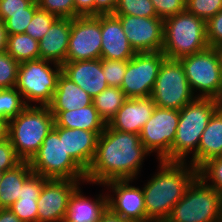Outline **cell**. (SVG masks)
<instances>
[{"label": "cell", "mask_w": 222, "mask_h": 222, "mask_svg": "<svg viewBox=\"0 0 222 222\" xmlns=\"http://www.w3.org/2000/svg\"><path fill=\"white\" fill-rule=\"evenodd\" d=\"M150 153L140 135L110 128L98 136L94 160L86 172V182L104 185L112 180H136L143 160Z\"/></svg>", "instance_id": "1"}, {"label": "cell", "mask_w": 222, "mask_h": 222, "mask_svg": "<svg viewBox=\"0 0 222 222\" xmlns=\"http://www.w3.org/2000/svg\"><path fill=\"white\" fill-rule=\"evenodd\" d=\"M158 162L159 171L142 188L146 222H166L174 205L198 176V169L188 162Z\"/></svg>", "instance_id": "2"}, {"label": "cell", "mask_w": 222, "mask_h": 222, "mask_svg": "<svg viewBox=\"0 0 222 222\" xmlns=\"http://www.w3.org/2000/svg\"><path fill=\"white\" fill-rule=\"evenodd\" d=\"M218 109L219 100L196 97L179 110L174 142L170 154L163 161L187 162L186 158L191 154L193 158L198 150L203 131Z\"/></svg>", "instance_id": "3"}, {"label": "cell", "mask_w": 222, "mask_h": 222, "mask_svg": "<svg viewBox=\"0 0 222 222\" xmlns=\"http://www.w3.org/2000/svg\"><path fill=\"white\" fill-rule=\"evenodd\" d=\"M49 106H26L9 120L8 138L22 161H30L54 127Z\"/></svg>", "instance_id": "4"}, {"label": "cell", "mask_w": 222, "mask_h": 222, "mask_svg": "<svg viewBox=\"0 0 222 222\" xmlns=\"http://www.w3.org/2000/svg\"><path fill=\"white\" fill-rule=\"evenodd\" d=\"M208 47L205 20L187 10L164 20L162 52L166 58L179 59Z\"/></svg>", "instance_id": "5"}, {"label": "cell", "mask_w": 222, "mask_h": 222, "mask_svg": "<svg viewBox=\"0 0 222 222\" xmlns=\"http://www.w3.org/2000/svg\"><path fill=\"white\" fill-rule=\"evenodd\" d=\"M166 222H222V195L197 176Z\"/></svg>", "instance_id": "6"}, {"label": "cell", "mask_w": 222, "mask_h": 222, "mask_svg": "<svg viewBox=\"0 0 222 222\" xmlns=\"http://www.w3.org/2000/svg\"><path fill=\"white\" fill-rule=\"evenodd\" d=\"M61 72L62 65L41 58L20 63L15 88L27 106H49Z\"/></svg>", "instance_id": "7"}, {"label": "cell", "mask_w": 222, "mask_h": 222, "mask_svg": "<svg viewBox=\"0 0 222 222\" xmlns=\"http://www.w3.org/2000/svg\"><path fill=\"white\" fill-rule=\"evenodd\" d=\"M29 163L33 173L44 178L86 180V172L65 151L63 137L54 128Z\"/></svg>", "instance_id": "8"}, {"label": "cell", "mask_w": 222, "mask_h": 222, "mask_svg": "<svg viewBox=\"0 0 222 222\" xmlns=\"http://www.w3.org/2000/svg\"><path fill=\"white\" fill-rule=\"evenodd\" d=\"M196 97L219 100L222 96L220 62L216 48L179 58ZM199 94H195V92Z\"/></svg>", "instance_id": "9"}, {"label": "cell", "mask_w": 222, "mask_h": 222, "mask_svg": "<svg viewBox=\"0 0 222 222\" xmlns=\"http://www.w3.org/2000/svg\"><path fill=\"white\" fill-rule=\"evenodd\" d=\"M151 97L156 106L173 110H181L196 98L179 59H164Z\"/></svg>", "instance_id": "10"}, {"label": "cell", "mask_w": 222, "mask_h": 222, "mask_svg": "<svg viewBox=\"0 0 222 222\" xmlns=\"http://www.w3.org/2000/svg\"><path fill=\"white\" fill-rule=\"evenodd\" d=\"M166 56L162 51L135 53L127 61L121 89L127 98L151 96L159 69Z\"/></svg>", "instance_id": "11"}, {"label": "cell", "mask_w": 222, "mask_h": 222, "mask_svg": "<svg viewBox=\"0 0 222 222\" xmlns=\"http://www.w3.org/2000/svg\"><path fill=\"white\" fill-rule=\"evenodd\" d=\"M179 121V110L156 106L152 116L143 126L140 139L146 150L164 160L171 151Z\"/></svg>", "instance_id": "12"}, {"label": "cell", "mask_w": 222, "mask_h": 222, "mask_svg": "<svg viewBox=\"0 0 222 222\" xmlns=\"http://www.w3.org/2000/svg\"><path fill=\"white\" fill-rule=\"evenodd\" d=\"M101 14L72 19L66 62L101 58Z\"/></svg>", "instance_id": "13"}, {"label": "cell", "mask_w": 222, "mask_h": 222, "mask_svg": "<svg viewBox=\"0 0 222 222\" xmlns=\"http://www.w3.org/2000/svg\"><path fill=\"white\" fill-rule=\"evenodd\" d=\"M86 180L48 179L37 200V222H62L68 201L75 189Z\"/></svg>", "instance_id": "14"}, {"label": "cell", "mask_w": 222, "mask_h": 222, "mask_svg": "<svg viewBox=\"0 0 222 222\" xmlns=\"http://www.w3.org/2000/svg\"><path fill=\"white\" fill-rule=\"evenodd\" d=\"M136 53L157 52L163 48L164 20L159 17L115 15Z\"/></svg>", "instance_id": "15"}, {"label": "cell", "mask_w": 222, "mask_h": 222, "mask_svg": "<svg viewBox=\"0 0 222 222\" xmlns=\"http://www.w3.org/2000/svg\"><path fill=\"white\" fill-rule=\"evenodd\" d=\"M133 180H112L104 185L109 192L108 208L132 222H146V207L143 189L132 186ZM113 193V194H112ZM115 196V197H114Z\"/></svg>", "instance_id": "16"}, {"label": "cell", "mask_w": 222, "mask_h": 222, "mask_svg": "<svg viewBox=\"0 0 222 222\" xmlns=\"http://www.w3.org/2000/svg\"><path fill=\"white\" fill-rule=\"evenodd\" d=\"M155 107L151 96L128 98L107 125L122 132L140 134Z\"/></svg>", "instance_id": "17"}, {"label": "cell", "mask_w": 222, "mask_h": 222, "mask_svg": "<svg viewBox=\"0 0 222 222\" xmlns=\"http://www.w3.org/2000/svg\"><path fill=\"white\" fill-rule=\"evenodd\" d=\"M101 43L102 59L129 61L136 53L114 14H101Z\"/></svg>", "instance_id": "18"}, {"label": "cell", "mask_w": 222, "mask_h": 222, "mask_svg": "<svg viewBox=\"0 0 222 222\" xmlns=\"http://www.w3.org/2000/svg\"><path fill=\"white\" fill-rule=\"evenodd\" d=\"M63 137L65 151L85 171L91 166L97 147L98 135L79 128L53 127Z\"/></svg>", "instance_id": "19"}, {"label": "cell", "mask_w": 222, "mask_h": 222, "mask_svg": "<svg viewBox=\"0 0 222 222\" xmlns=\"http://www.w3.org/2000/svg\"><path fill=\"white\" fill-rule=\"evenodd\" d=\"M62 72L92 98L108 87L102 70L101 58L65 62L62 65Z\"/></svg>", "instance_id": "20"}, {"label": "cell", "mask_w": 222, "mask_h": 222, "mask_svg": "<svg viewBox=\"0 0 222 222\" xmlns=\"http://www.w3.org/2000/svg\"><path fill=\"white\" fill-rule=\"evenodd\" d=\"M72 19L57 18L39 41L40 58L59 65L66 62Z\"/></svg>", "instance_id": "21"}, {"label": "cell", "mask_w": 222, "mask_h": 222, "mask_svg": "<svg viewBox=\"0 0 222 222\" xmlns=\"http://www.w3.org/2000/svg\"><path fill=\"white\" fill-rule=\"evenodd\" d=\"M80 185L75 189L68 201L65 220L67 222H97L108 209V196L105 193L96 198L86 197Z\"/></svg>", "instance_id": "22"}, {"label": "cell", "mask_w": 222, "mask_h": 222, "mask_svg": "<svg viewBox=\"0 0 222 222\" xmlns=\"http://www.w3.org/2000/svg\"><path fill=\"white\" fill-rule=\"evenodd\" d=\"M222 152V110L219 108L210 118L203 131L196 155L187 162L199 168L207 160L218 157Z\"/></svg>", "instance_id": "23"}, {"label": "cell", "mask_w": 222, "mask_h": 222, "mask_svg": "<svg viewBox=\"0 0 222 222\" xmlns=\"http://www.w3.org/2000/svg\"><path fill=\"white\" fill-rule=\"evenodd\" d=\"M51 113L54 116V126L93 131L98 136L106 127L94 104L76 110L51 111Z\"/></svg>", "instance_id": "24"}, {"label": "cell", "mask_w": 222, "mask_h": 222, "mask_svg": "<svg viewBox=\"0 0 222 222\" xmlns=\"http://www.w3.org/2000/svg\"><path fill=\"white\" fill-rule=\"evenodd\" d=\"M92 104L93 98L61 72L53 100L49 105L50 110H76Z\"/></svg>", "instance_id": "25"}, {"label": "cell", "mask_w": 222, "mask_h": 222, "mask_svg": "<svg viewBox=\"0 0 222 222\" xmlns=\"http://www.w3.org/2000/svg\"><path fill=\"white\" fill-rule=\"evenodd\" d=\"M47 180L48 178L33 173L24 182L18 200L9 207L22 222H37V200Z\"/></svg>", "instance_id": "26"}, {"label": "cell", "mask_w": 222, "mask_h": 222, "mask_svg": "<svg viewBox=\"0 0 222 222\" xmlns=\"http://www.w3.org/2000/svg\"><path fill=\"white\" fill-rule=\"evenodd\" d=\"M33 174L29 161L5 171L0 182V208H9L20 197L24 182Z\"/></svg>", "instance_id": "27"}, {"label": "cell", "mask_w": 222, "mask_h": 222, "mask_svg": "<svg viewBox=\"0 0 222 222\" xmlns=\"http://www.w3.org/2000/svg\"><path fill=\"white\" fill-rule=\"evenodd\" d=\"M6 52L19 64L40 58L39 41L25 33L8 36Z\"/></svg>", "instance_id": "28"}, {"label": "cell", "mask_w": 222, "mask_h": 222, "mask_svg": "<svg viewBox=\"0 0 222 222\" xmlns=\"http://www.w3.org/2000/svg\"><path fill=\"white\" fill-rule=\"evenodd\" d=\"M127 99L121 88L108 86L93 98V104L98 115L107 124Z\"/></svg>", "instance_id": "29"}, {"label": "cell", "mask_w": 222, "mask_h": 222, "mask_svg": "<svg viewBox=\"0 0 222 222\" xmlns=\"http://www.w3.org/2000/svg\"><path fill=\"white\" fill-rule=\"evenodd\" d=\"M26 106L22 95L15 87L0 89V118L9 121L15 118Z\"/></svg>", "instance_id": "30"}, {"label": "cell", "mask_w": 222, "mask_h": 222, "mask_svg": "<svg viewBox=\"0 0 222 222\" xmlns=\"http://www.w3.org/2000/svg\"><path fill=\"white\" fill-rule=\"evenodd\" d=\"M114 15L157 17L151 0H117Z\"/></svg>", "instance_id": "31"}, {"label": "cell", "mask_w": 222, "mask_h": 222, "mask_svg": "<svg viewBox=\"0 0 222 222\" xmlns=\"http://www.w3.org/2000/svg\"><path fill=\"white\" fill-rule=\"evenodd\" d=\"M198 176L222 195V157L207 160L198 168ZM209 181V183H208Z\"/></svg>", "instance_id": "32"}, {"label": "cell", "mask_w": 222, "mask_h": 222, "mask_svg": "<svg viewBox=\"0 0 222 222\" xmlns=\"http://www.w3.org/2000/svg\"><path fill=\"white\" fill-rule=\"evenodd\" d=\"M39 9L37 1L34 0L28 7L27 13L6 14L4 22L8 35L25 33L34 13Z\"/></svg>", "instance_id": "33"}, {"label": "cell", "mask_w": 222, "mask_h": 222, "mask_svg": "<svg viewBox=\"0 0 222 222\" xmlns=\"http://www.w3.org/2000/svg\"><path fill=\"white\" fill-rule=\"evenodd\" d=\"M57 18L58 17L56 15L39 8L34 13L30 24L26 27L25 34H28L33 39L40 41Z\"/></svg>", "instance_id": "34"}, {"label": "cell", "mask_w": 222, "mask_h": 222, "mask_svg": "<svg viewBox=\"0 0 222 222\" xmlns=\"http://www.w3.org/2000/svg\"><path fill=\"white\" fill-rule=\"evenodd\" d=\"M19 63L7 52L0 54V89L14 88L17 83Z\"/></svg>", "instance_id": "35"}, {"label": "cell", "mask_w": 222, "mask_h": 222, "mask_svg": "<svg viewBox=\"0 0 222 222\" xmlns=\"http://www.w3.org/2000/svg\"><path fill=\"white\" fill-rule=\"evenodd\" d=\"M186 10L207 21L222 10V0H188Z\"/></svg>", "instance_id": "36"}, {"label": "cell", "mask_w": 222, "mask_h": 222, "mask_svg": "<svg viewBox=\"0 0 222 222\" xmlns=\"http://www.w3.org/2000/svg\"><path fill=\"white\" fill-rule=\"evenodd\" d=\"M102 70L110 87L120 88L127 68V61L101 58Z\"/></svg>", "instance_id": "37"}, {"label": "cell", "mask_w": 222, "mask_h": 222, "mask_svg": "<svg viewBox=\"0 0 222 222\" xmlns=\"http://www.w3.org/2000/svg\"><path fill=\"white\" fill-rule=\"evenodd\" d=\"M41 10L58 18H75L74 0H36Z\"/></svg>", "instance_id": "38"}, {"label": "cell", "mask_w": 222, "mask_h": 222, "mask_svg": "<svg viewBox=\"0 0 222 222\" xmlns=\"http://www.w3.org/2000/svg\"><path fill=\"white\" fill-rule=\"evenodd\" d=\"M154 5L157 17L162 20L177 15L186 10L184 0H151Z\"/></svg>", "instance_id": "39"}, {"label": "cell", "mask_w": 222, "mask_h": 222, "mask_svg": "<svg viewBox=\"0 0 222 222\" xmlns=\"http://www.w3.org/2000/svg\"><path fill=\"white\" fill-rule=\"evenodd\" d=\"M22 160L17 156L10 139L0 142V171L5 172L15 168Z\"/></svg>", "instance_id": "40"}, {"label": "cell", "mask_w": 222, "mask_h": 222, "mask_svg": "<svg viewBox=\"0 0 222 222\" xmlns=\"http://www.w3.org/2000/svg\"><path fill=\"white\" fill-rule=\"evenodd\" d=\"M206 36L209 47L222 45V10L206 21Z\"/></svg>", "instance_id": "41"}, {"label": "cell", "mask_w": 222, "mask_h": 222, "mask_svg": "<svg viewBox=\"0 0 222 222\" xmlns=\"http://www.w3.org/2000/svg\"><path fill=\"white\" fill-rule=\"evenodd\" d=\"M34 0H0V20L6 21V14L27 13V7Z\"/></svg>", "instance_id": "42"}, {"label": "cell", "mask_w": 222, "mask_h": 222, "mask_svg": "<svg viewBox=\"0 0 222 222\" xmlns=\"http://www.w3.org/2000/svg\"><path fill=\"white\" fill-rule=\"evenodd\" d=\"M75 17L95 16V0H74Z\"/></svg>", "instance_id": "43"}, {"label": "cell", "mask_w": 222, "mask_h": 222, "mask_svg": "<svg viewBox=\"0 0 222 222\" xmlns=\"http://www.w3.org/2000/svg\"><path fill=\"white\" fill-rule=\"evenodd\" d=\"M117 0H95V16L100 14H114Z\"/></svg>", "instance_id": "44"}, {"label": "cell", "mask_w": 222, "mask_h": 222, "mask_svg": "<svg viewBox=\"0 0 222 222\" xmlns=\"http://www.w3.org/2000/svg\"><path fill=\"white\" fill-rule=\"evenodd\" d=\"M97 222H132L128 219L120 217L117 214H114L109 208L107 211L102 215L101 219Z\"/></svg>", "instance_id": "45"}, {"label": "cell", "mask_w": 222, "mask_h": 222, "mask_svg": "<svg viewBox=\"0 0 222 222\" xmlns=\"http://www.w3.org/2000/svg\"><path fill=\"white\" fill-rule=\"evenodd\" d=\"M0 222H22L9 208H0Z\"/></svg>", "instance_id": "46"}, {"label": "cell", "mask_w": 222, "mask_h": 222, "mask_svg": "<svg viewBox=\"0 0 222 222\" xmlns=\"http://www.w3.org/2000/svg\"><path fill=\"white\" fill-rule=\"evenodd\" d=\"M8 36L5 24L2 20H0V54L7 50Z\"/></svg>", "instance_id": "47"}, {"label": "cell", "mask_w": 222, "mask_h": 222, "mask_svg": "<svg viewBox=\"0 0 222 222\" xmlns=\"http://www.w3.org/2000/svg\"><path fill=\"white\" fill-rule=\"evenodd\" d=\"M9 121L0 118V142L8 139Z\"/></svg>", "instance_id": "48"}, {"label": "cell", "mask_w": 222, "mask_h": 222, "mask_svg": "<svg viewBox=\"0 0 222 222\" xmlns=\"http://www.w3.org/2000/svg\"><path fill=\"white\" fill-rule=\"evenodd\" d=\"M216 51H217V54H218V57H219L221 80H222V45L216 47Z\"/></svg>", "instance_id": "49"}, {"label": "cell", "mask_w": 222, "mask_h": 222, "mask_svg": "<svg viewBox=\"0 0 222 222\" xmlns=\"http://www.w3.org/2000/svg\"><path fill=\"white\" fill-rule=\"evenodd\" d=\"M219 108L222 110V96H221V98L219 99Z\"/></svg>", "instance_id": "50"}, {"label": "cell", "mask_w": 222, "mask_h": 222, "mask_svg": "<svg viewBox=\"0 0 222 222\" xmlns=\"http://www.w3.org/2000/svg\"><path fill=\"white\" fill-rule=\"evenodd\" d=\"M3 173H4V172H1V171H0V182H1V179H2V176H3Z\"/></svg>", "instance_id": "51"}]
</instances>
